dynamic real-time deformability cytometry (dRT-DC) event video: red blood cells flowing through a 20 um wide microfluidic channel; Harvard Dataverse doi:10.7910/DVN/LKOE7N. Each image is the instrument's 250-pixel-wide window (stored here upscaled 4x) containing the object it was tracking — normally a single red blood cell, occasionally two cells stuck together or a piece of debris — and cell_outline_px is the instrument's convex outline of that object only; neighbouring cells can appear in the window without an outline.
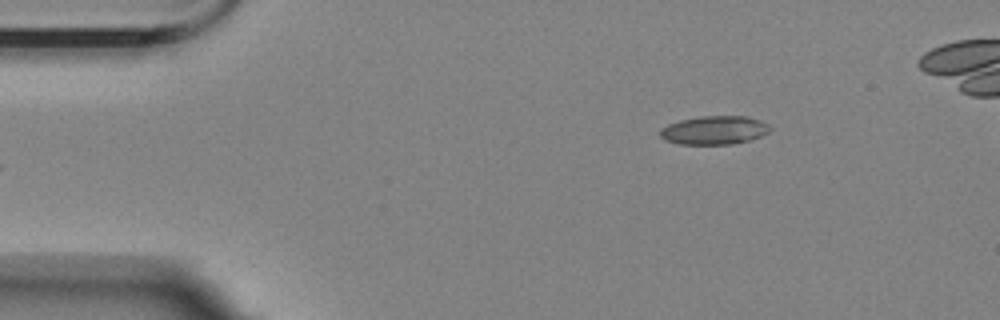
{"species": "Egyptian fruit bat (a non-hibernating species)", "species_latin": "Rousettus aegyptiacus", "temperature_condition": "room temperature", "stored_images_in_passage": 5, "camera_frame_rate_fps": 3000, "um_per_image_px": 0.085, "animal": {"sex": "female"}, "frame": {"image": 1, "passage_image": 5, "time_ms": 4.667, "image_size_px": [1000, 320], "cell_outline_px": [[772, 128], [768, 132], [752, 140], [732, 144], [680, 144], [664, 140], [660, 136], [660, 128], [668, 124], [680, 120], [700, 116], [744, 116], [760, 120], [768, 124]], "centroid_in_image_um": [60.71, 11.07], "position_along_channel_um": 24.3, "area_um2": 18.38}}